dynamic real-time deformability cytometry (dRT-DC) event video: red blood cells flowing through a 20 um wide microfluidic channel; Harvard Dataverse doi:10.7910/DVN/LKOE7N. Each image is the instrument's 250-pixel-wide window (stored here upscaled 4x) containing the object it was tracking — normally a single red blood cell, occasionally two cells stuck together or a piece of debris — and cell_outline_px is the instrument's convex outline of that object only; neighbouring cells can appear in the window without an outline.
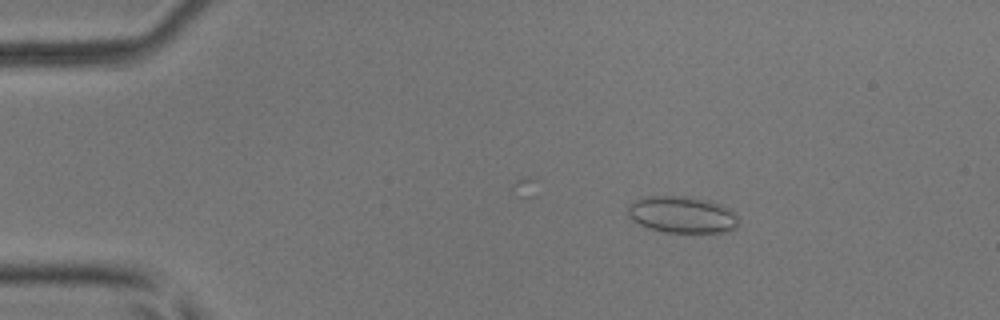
{"species": "common noctule bat (a hibernating species)", "species_latin": "Nyctalus noctula", "temperature_condition": "room temperature", "stored_images_in_passage": 20, "camera_frame_rate_fps": 3000, "um_per_image_px": 0.085, "animal": {"sex": "male", "body_mass_g": 17.9, "forearm_length_mm": 54.2}, "frame": {"image": 1, "passage_image": 9, "time_ms": 2.667, "image_size_px": [1000, 320], "cell_outline_px": [[736, 228], [724, 232], [664, 232], [648, 228], [632, 220], [628, 216], [628, 204], [632, 200], [640, 196], [684, 196], [712, 200], [732, 208], [736, 212]], "centroid_in_image_um": [57.96, 18.22], "position_along_channel_um": 27.0, "area_um2": 24.1}}